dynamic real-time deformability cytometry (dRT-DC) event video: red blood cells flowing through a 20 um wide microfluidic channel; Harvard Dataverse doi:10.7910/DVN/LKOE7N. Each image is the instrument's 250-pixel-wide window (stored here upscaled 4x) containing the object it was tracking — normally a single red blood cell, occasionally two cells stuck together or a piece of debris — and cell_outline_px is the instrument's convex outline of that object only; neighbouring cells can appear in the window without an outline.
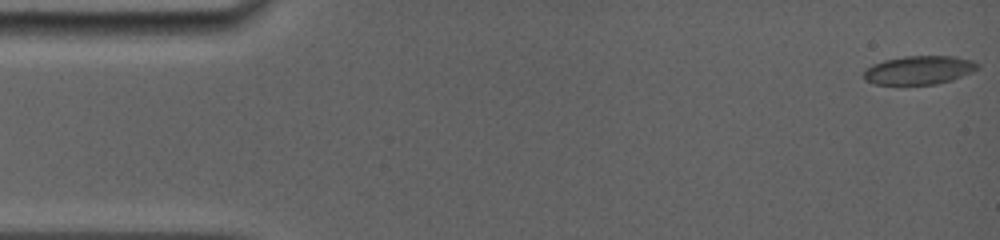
{"species": "common noctule bat (a hibernating species)", "species_latin": "Nyctalus noctula", "temperature_condition": "room temperature", "stored_images_in_passage": 39, "camera_frame_rate_fps": 5000, "um_per_image_px": 0.085, "animal": {"sex": "female", "body_mass_g": 19.0, "forearm_length_mm": 56.7}, "frame": {"image": 1, "passage_image": 1, "time_ms": 0.0, "image_size_px": [1000, 240], "cell_outline_px": [[980, 68], [972, 72], [952, 80], [936, 84], [876, 84], [864, 80], [864, 72], [872, 64], [884, 60], [904, 56], [952, 56], [972, 60], [980, 64]], "centroid_in_image_um": [78.15, 5.95], "position_along_channel_um": 6.9, "area_um2": 18.96}}
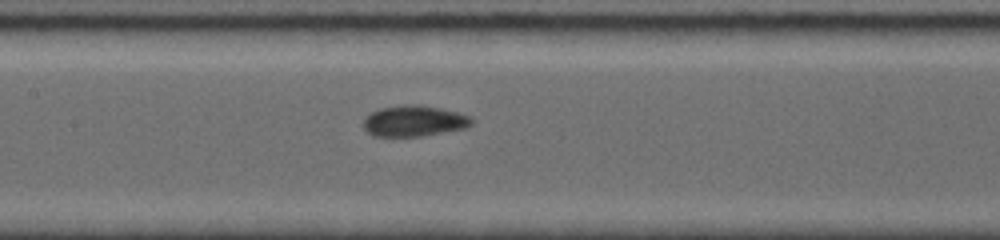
{"frame": {"image": 2, "passage_image": 16, "time_ms": 7.4, "image_size_px": [1000, 240], "cell_outline_px": [[472, 124], [468, 128], [420, 136], [372, 136], [364, 128], [364, 120], [372, 112], [380, 108], [404, 104], [416, 104], [440, 108], [456, 112], [468, 116], [472, 120]], "centroid_in_image_um": [35.2, 10.28], "position_along_channel_um": 172.2, "area_um2": 19.36}}
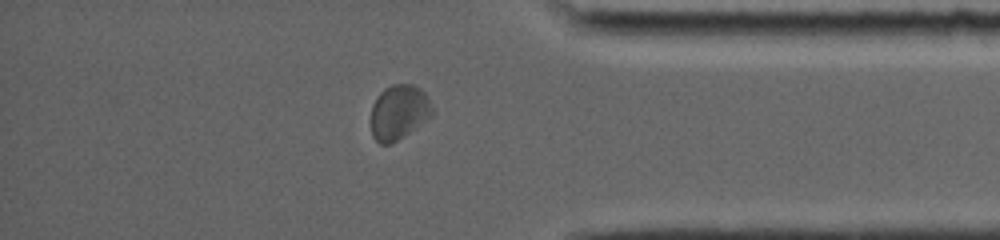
{"frame": {"image": 3, "passage_image": 31, "time_ms": 13.4, "image_size_px": [1000, 240], "cell_outline_px": [[432, 116], [396, 140], [388, 144], [380, 144], [372, 136], [372, 104], [376, 96], [384, 88], [392, 84], [412, 84], [420, 88], [428, 96], [432, 108]], "centroid_in_image_um": [33.89, 9.5], "position_along_channel_um": 401.3, "area_um2": 19.36}, "authors_computed_cell_mechanics": {"area_um2": 19.1896, "velocity_mm_per_s": 3.92, "shape_relaxation_time_tau1_ms": 9.8469, "shape_relaxation_time_tau2_ms": 1.6907, "deformation_change_tau1": 0.1698, "deformation_change_tau2": 0.0324}}